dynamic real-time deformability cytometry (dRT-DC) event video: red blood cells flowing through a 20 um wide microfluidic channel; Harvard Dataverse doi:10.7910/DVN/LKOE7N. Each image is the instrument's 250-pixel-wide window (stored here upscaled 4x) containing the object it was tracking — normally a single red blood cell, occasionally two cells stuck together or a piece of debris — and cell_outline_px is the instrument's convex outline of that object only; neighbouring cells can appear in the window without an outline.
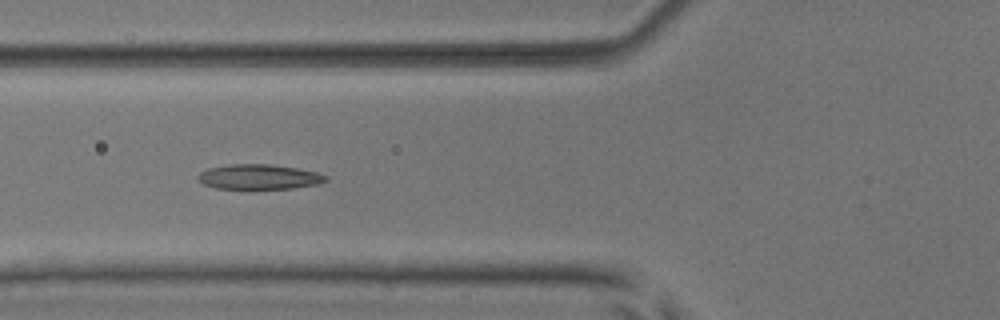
{"species": "common noctule bat (a hibernating species)", "species_latin": "Nyctalus noctula", "temperature_condition": "room temperature", "stored_images_in_passage": 6, "camera_frame_rate_fps": 3000, "um_per_image_px": 0.085, "animal": {"sex": "male", "body_mass_g": 17.9, "forearm_length_mm": 54.2}, "frame": {"image": 1, "passage_image": 5, "time_ms": 4.667, "image_size_px": [1000, 320], "cell_outline_px": [[328, 180], [320, 184], [292, 188], [252, 192], [248, 192], [216, 188], [204, 184], [196, 176], [200, 172], [208, 168], [232, 164], [272, 164], [300, 168], [316, 172], [328, 176]], "centroid_in_image_um": [22.03, 15.08], "position_along_channel_um": 103.8, "area_um2": 19.71}}
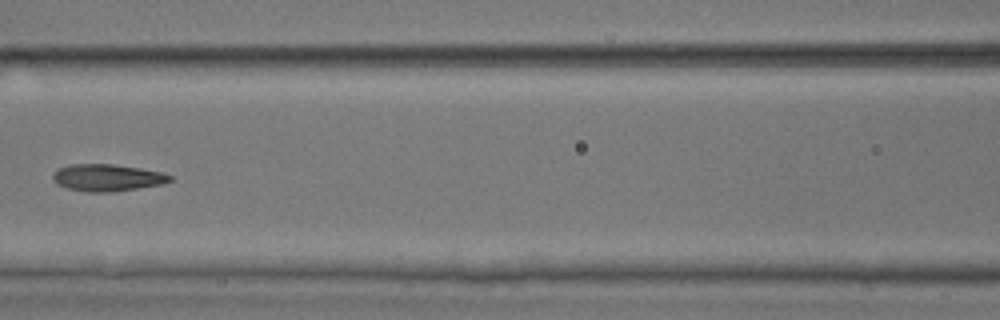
{"frame": {"image": 2, "passage_image": 6, "time_ms": 6.0, "image_size_px": [1000, 320], "cell_outline_px": [[172, 180], [164, 184], [112, 192], [88, 192], [68, 188], [56, 184], [52, 180], [52, 176], [60, 168], [72, 164], [112, 164], [140, 168], [164, 172], [172, 176]], "centroid_in_image_um": [9.15, 15.1], "position_along_channel_um": 157.4, "area_um2": 18.44}}